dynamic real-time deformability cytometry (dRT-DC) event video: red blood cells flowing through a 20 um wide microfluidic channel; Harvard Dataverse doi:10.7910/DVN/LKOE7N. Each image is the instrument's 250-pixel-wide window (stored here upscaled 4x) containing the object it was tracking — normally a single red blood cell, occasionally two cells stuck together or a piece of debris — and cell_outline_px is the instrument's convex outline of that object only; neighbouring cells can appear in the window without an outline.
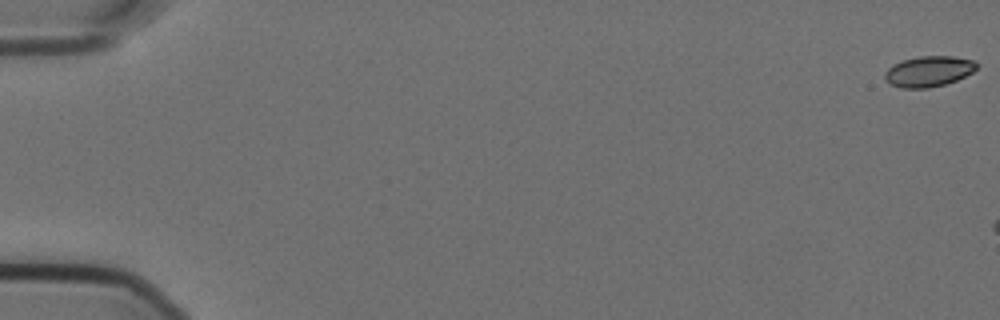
{"species": "Egyptian fruit bat (a non-hibernating species)", "species_latin": "Rousettus aegyptiacus", "temperature_condition": "cold", "stored_images_in_passage": 7, "camera_frame_rate_fps": 3000, "um_per_image_px": 0.085, "animal": {"sex": "female"}, "frame": {"image": 1, "passage_image": 1, "time_ms": 0.0, "image_size_px": [1000, 320], "cell_outline_px": [[976, 68], [972, 72], [956, 80], [944, 84], [928, 88], [900, 88], [884, 80], [884, 72], [892, 64], [904, 60], [920, 56], [952, 56], [972, 60], [976, 64]], "centroid_in_image_um": [78.88, 6.07], "position_along_channel_um": 6.1, "area_um2": 16.24}}